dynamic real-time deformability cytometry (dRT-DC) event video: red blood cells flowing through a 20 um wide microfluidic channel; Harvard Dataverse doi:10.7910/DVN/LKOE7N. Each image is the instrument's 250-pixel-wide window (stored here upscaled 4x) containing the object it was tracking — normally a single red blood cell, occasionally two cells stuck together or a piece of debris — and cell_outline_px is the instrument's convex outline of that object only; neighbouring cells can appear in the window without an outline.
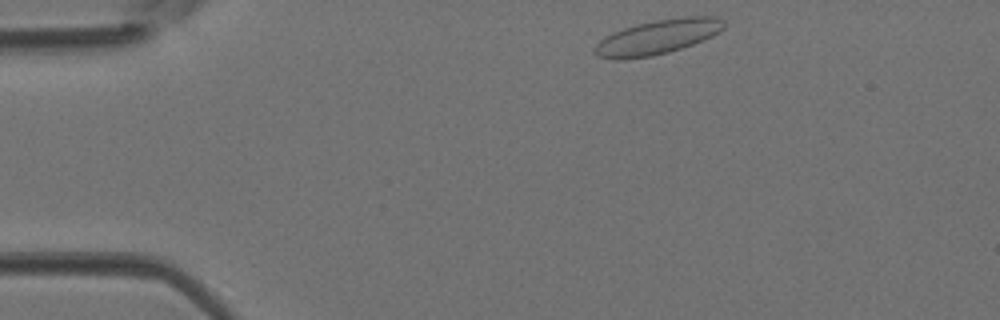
{"species": "Egyptian fruit bat (a non-hibernating species)", "species_latin": "Rousettus aegyptiacus", "temperature_condition": "room temperature", "stored_images_in_passage": 37, "camera_frame_rate_fps": 3000, "um_per_image_px": 0.085, "animal": {"sex": "female"}, "frame": {"image": 1, "passage_image": 1, "time_ms": 0.0, "image_size_px": [1000, 320], "cell_outline_px": [[724, 28], [720, 32], [704, 40], [668, 52], [652, 56], [624, 60], [612, 60], [596, 56], [592, 52], [592, 48], [604, 36], [612, 32], [636, 24], [656, 20], [684, 16], [716, 16], [724, 20]], "centroid_in_image_um": [55.85, 3.16], "position_along_channel_um": 29.2, "area_um2": 26.41}}
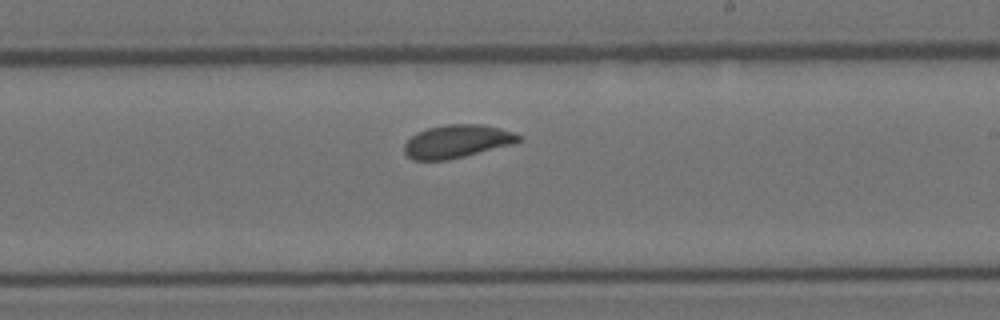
{"frame": {"image": 2, "passage_image": 19, "time_ms": 6.0, "image_size_px": [1000, 320], "cell_outline_px": [[524, 140], [512, 144], [448, 160], [412, 160], [404, 152], [404, 144], [416, 132], [428, 128], [448, 124], [484, 124], [500, 128], [512, 132], [520, 136]], "centroid_in_image_um": [38.84, 12.01], "position_along_channel_um": 250.2, "area_um2": 21.96}}
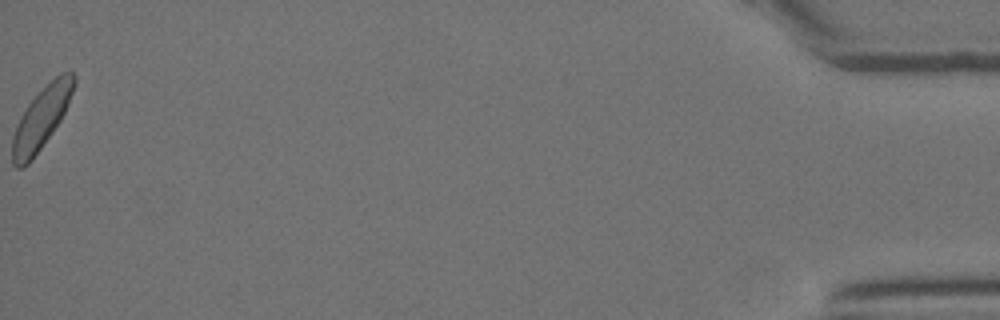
{"frame": {"image": 3, "passage_image": 37, "time_ms": 12.0, "image_size_px": [1000, 320], "cell_outline_px": [[76, 84], [68, 104], [60, 120], [52, 132], [32, 160], [24, 168], [16, 168], [12, 164], [12, 136], [16, 124], [20, 116], [28, 104], [60, 72], [72, 72], [76, 76]], "centroid_in_image_um": [3.5, 10.07], "position_along_channel_um": 431.7, "area_um2": 21.96}}